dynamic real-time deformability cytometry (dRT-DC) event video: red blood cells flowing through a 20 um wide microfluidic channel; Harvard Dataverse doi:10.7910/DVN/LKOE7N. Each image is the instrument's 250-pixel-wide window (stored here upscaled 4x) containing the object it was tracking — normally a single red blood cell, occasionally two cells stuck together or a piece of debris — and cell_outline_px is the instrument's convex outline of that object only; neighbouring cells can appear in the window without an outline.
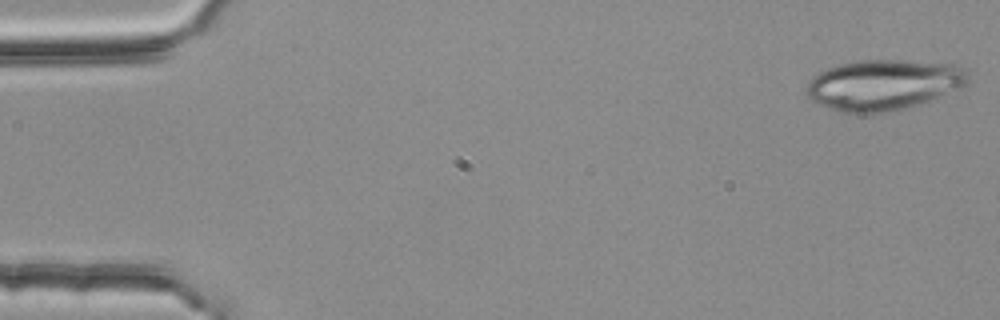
{"species": "common noctule bat (a hibernating species)", "species_latin": "Nyctalus noctula", "temperature_condition": "room temperature", "stored_images_in_passage": 53, "camera_frame_rate_fps": 3000, "um_per_image_px": 0.085, "animal": {"sex": "female", "body_mass_g": 25.1}, "frame": {"image": 1, "passage_image": 1, "time_ms": 0.0, "image_size_px": [1000, 320], "cell_outline_px": [[968, 84], [928, 100], [904, 108], [868, 116], [840, 112], [816, 104], [804, 92], [808, 80], [812, 76], [828, 68], [840, 64], [856, 60], [908, 60], [952, 64], [964, 68], [968, 72]], "centroid_in_image_um": [75.02, 7.22], "position_along_channel_um": 10.0, "area_um2": 48.09}}
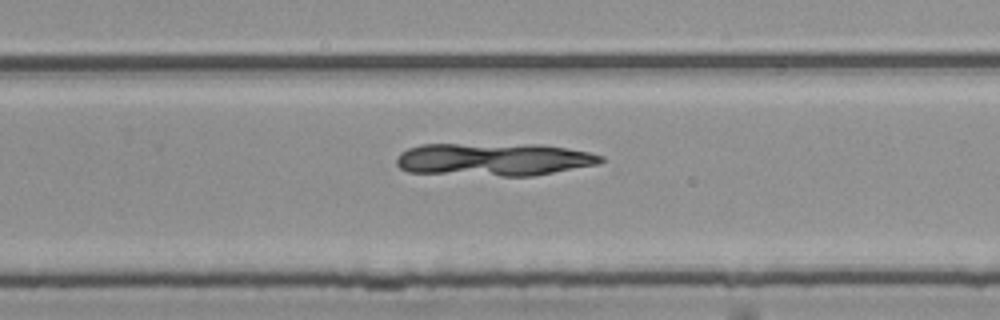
{"frame": {"image": 2, "passage_image": 34, "time_ms": 11.0, "image_size_px": [1000, 320], "cell_outline_px": [[604, 160], [600, 164], [532, 176], [500, 176], [408, 172], [400, 168], [396, 164], [396, 156], [400, 152], [408, 148], [420, 144], [540, 144], [588, 152], [604, 156]], "centroid_in_image_um": [41.94, 13.55], "position_along_channel_um": 287.9, "area_um2": 39.42}}
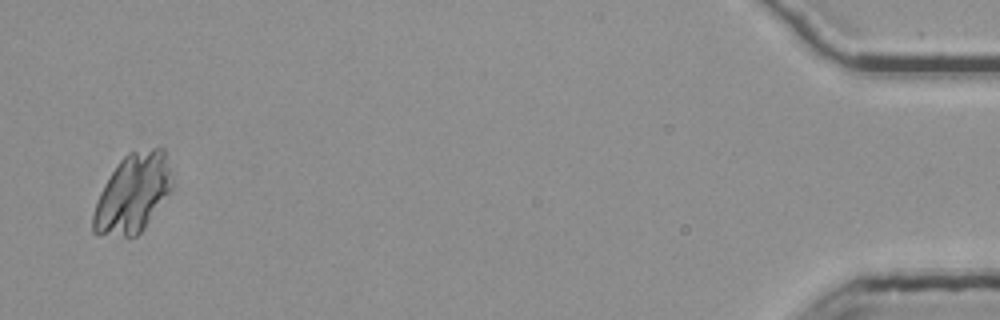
{"frame": {"image": 3, "passage_image": 52, "time_ms": 17.0, "image_size_px": [1000, 320], "cell_outline_px": [[176, 184], [144, 228], [136, 236], [96, 236], [92, 232], [92, 216], [100, 192], [104, 184], [120, 160], [128, 152], [152, 148], [164, 148]], "centroid_in_image_um": [11.31, 16.44], "position_along_channel_um": 423.9, "area_um2": 36.65}}